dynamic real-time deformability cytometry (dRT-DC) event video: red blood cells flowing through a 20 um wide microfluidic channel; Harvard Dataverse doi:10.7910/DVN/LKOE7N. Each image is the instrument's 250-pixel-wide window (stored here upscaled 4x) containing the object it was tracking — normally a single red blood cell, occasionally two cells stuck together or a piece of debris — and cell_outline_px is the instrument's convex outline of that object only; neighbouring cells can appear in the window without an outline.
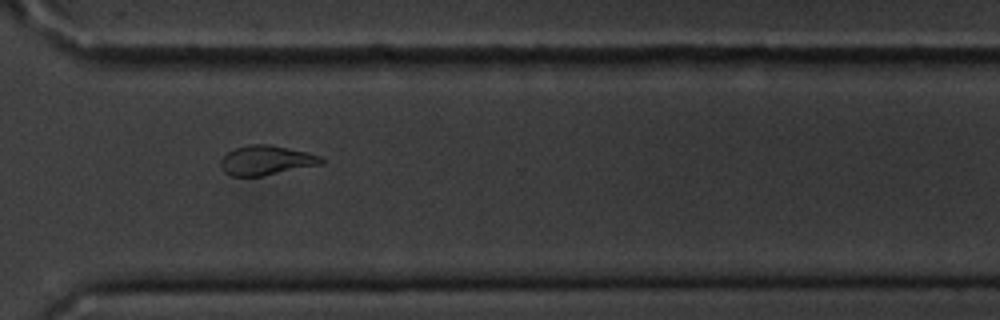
{"species": "common noctule bat (a hibernating species)", "species_latin": "Nyctalus noctula", "temperature_condition": "cold", "stored_images_in_passage": 16, "camera_frame_rate_fps": 3000, "um_per_image_px": 0.085, "animal": {"sex": "male", "body_mass_g": 20.1, "forearm_length_mm": 53.5}, "frame": {"image": 1, "passage_image": 12, "time_ms": 14.667, "image_size_px": [1000, 320], "cell_outline_px": [[324, 164], [260, 176], [232, 176], [224, 172], [220, 164], [220, 160], [228, 152], [236, 148], [248, 144], [268, 144], [308, 152], [320, 156], [324, 160]], "centroid_in_image_um": [22.64, 13.62], "position_along_channel_um": 348.0, "area_um2": 17.28}}
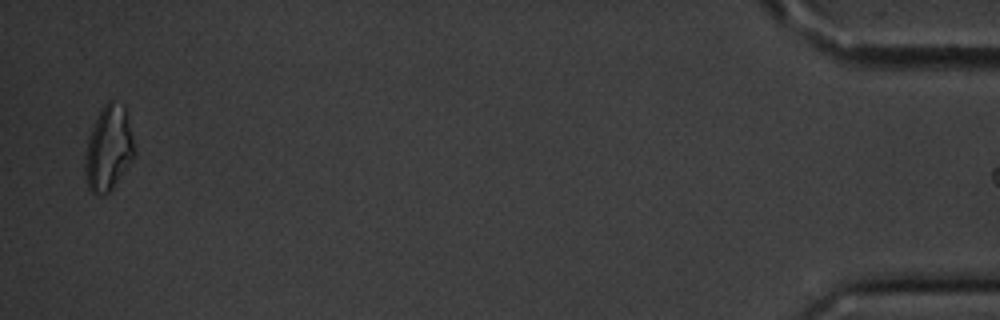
{"frame": {"image": 2, "passage_image": 16, "time_ms": 19.333, "image_size_px": [1000, 320], "cell_outline_px": [[136, 156], [112, 188], [104, 196], [96, 196], [88, 188], [84, 172], [84, 156], [88, 140], [92, 128], [104, 104], [108, 100], [112, 100], [124, 104], [136, 152]], "centroid_in_image_um": [9.23, 12.65], "position_along_channel_um": 426.0, "area_um2": 24.57}, "authors_computed_cell_mechanics": {"area_um2": 18.6116, "velocity_mm_per_s": 2.8692, "shape_relaxation_time_tau1_ms": 1.36, "shape_relaxation_time_tau2_ms": 1.804, "deformation_change_tau1": 0.0613, "deformation_change_tau2": 0.0542}}